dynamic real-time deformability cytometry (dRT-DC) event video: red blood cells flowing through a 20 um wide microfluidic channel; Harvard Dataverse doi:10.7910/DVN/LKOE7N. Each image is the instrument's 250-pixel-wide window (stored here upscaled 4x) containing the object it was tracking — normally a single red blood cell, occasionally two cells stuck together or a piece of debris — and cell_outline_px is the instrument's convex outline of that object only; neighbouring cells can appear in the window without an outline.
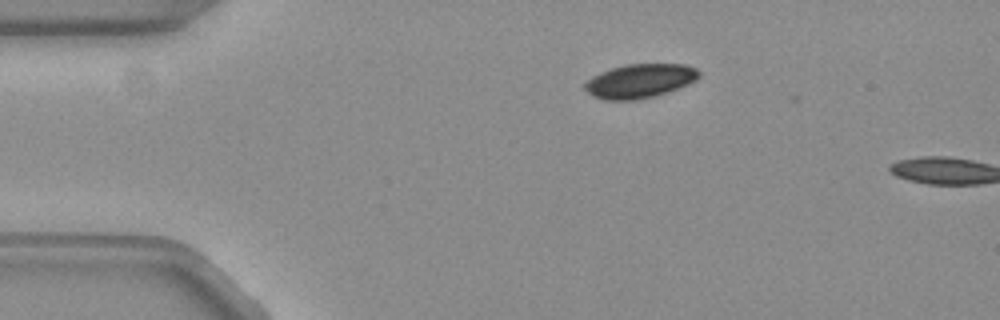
{"species": "common noctule bat (a hibernating species)", "species_latin": "Nyctalus noctula", "temperature_condition": "warm", "stored_images_in_passage": 3, "camera_frame_rate_fps": 3000, "um_per_image_px": 0.085, "animal": {"sex": "female", "body_mass_g": 19.3, "forearm_length_mm": 54.1}, "frame": {"image": 1, "passage_image": 1, "time_ms": 0.0, "image_size_px": [1000, 320], "cell_outline_px": [[700, 76], [696, 80], [688, 84], [668, 92], [656, 96], [636, 100], [604, 100], [592, 96], [584, 88], [584, 84], [592, 76], [600, 72], [612, 68], [628, 64], [684, 64], [696, 68], [700, 72]], "centroid_in_image_um": [54.39, 6.89], "position_along_channel_um": 30.6, "area_um2": 22.72}}